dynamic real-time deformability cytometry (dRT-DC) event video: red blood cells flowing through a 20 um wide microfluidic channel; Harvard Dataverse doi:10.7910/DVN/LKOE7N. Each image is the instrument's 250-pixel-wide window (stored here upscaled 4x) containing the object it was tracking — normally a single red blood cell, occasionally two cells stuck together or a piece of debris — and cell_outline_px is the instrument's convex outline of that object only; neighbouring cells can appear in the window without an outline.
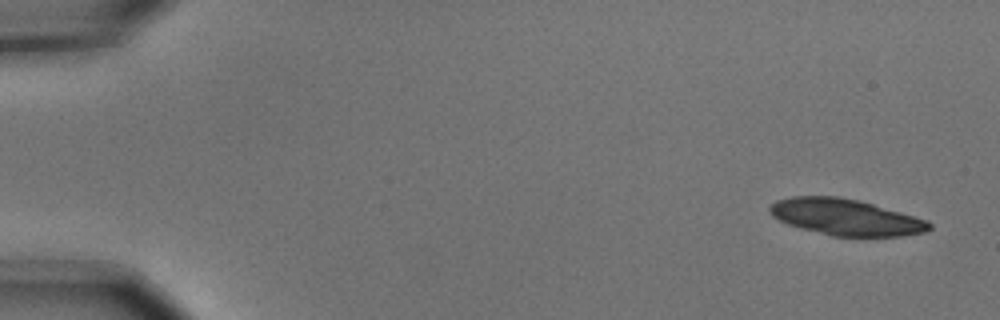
{"species": "common noctule bat (a hibernating species)", "species_latin": "Nyctalus noctula", "temperature_condition": "cold", "stored_images_in_passage": 5, "camera_frame_rate_fps": 3000, "um_per_image_px": 0.085, "animal": {"sex": "male", "body_mass_g": 15.6}, "frame": {"image": 1, "passage_image": 1, "time_ms": 0.0, "image_size_px": [1000, 320], "cell_outline_px": [[932, 228], [924, 232], [904, 236], [832, 236], [800, 228], [788, 224], [772, 216], [768, 212], [768, 208], [776, 200], [792, 196], [836, 196], [856, 200], [872, 204], [928, 220], [932, 224]], "centroid_in_image_um": [71.87, 18.46], "position_along_channel_um": 13.1, "area_um2": 33.58}}